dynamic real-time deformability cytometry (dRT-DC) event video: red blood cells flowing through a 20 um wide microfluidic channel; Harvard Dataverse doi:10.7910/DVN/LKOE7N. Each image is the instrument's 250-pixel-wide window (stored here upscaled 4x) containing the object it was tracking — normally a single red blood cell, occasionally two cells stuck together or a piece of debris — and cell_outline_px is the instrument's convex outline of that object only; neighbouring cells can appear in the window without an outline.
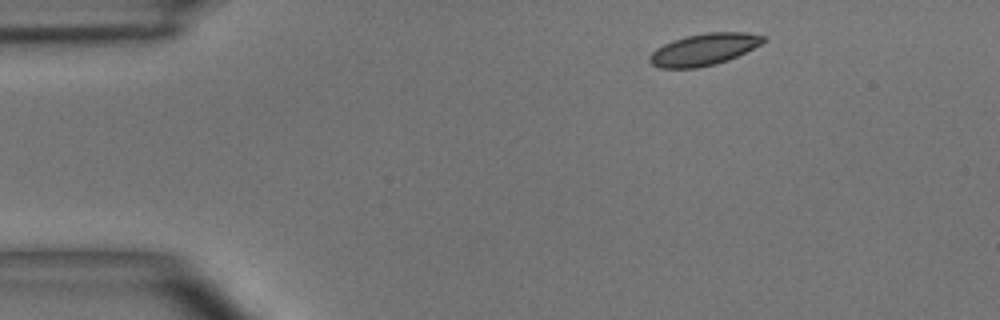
{"species": "common noctule bat (a hibernating species)", "species_latin": "Nyctalus noctula", "temperature_condition": "room temperature", "stored_images_in_passage": 3, "camera_frame_rate_fps": 3000, "um_per_image_px": 0.085, "animal": {"sex": "male", "body_mass_g": 15.6}, "frame": {"image": 1, "passage_image": 1, "time_ms": 0.0, "image_size_px": [1000, 320], "cell_outline_px": [[768, 40], [728, 60], [716, 64], [696, 68], [660, 68], [652, 64], [648, 60], [648, 56], [656, 48], [672, 40], [688, 36], [708, 32], [744, 32], [768, 36]], "centroid_in_image_um": [59.83, 4.2], "position_along_channel_um": 25.2, "area_um2": 21.04}}